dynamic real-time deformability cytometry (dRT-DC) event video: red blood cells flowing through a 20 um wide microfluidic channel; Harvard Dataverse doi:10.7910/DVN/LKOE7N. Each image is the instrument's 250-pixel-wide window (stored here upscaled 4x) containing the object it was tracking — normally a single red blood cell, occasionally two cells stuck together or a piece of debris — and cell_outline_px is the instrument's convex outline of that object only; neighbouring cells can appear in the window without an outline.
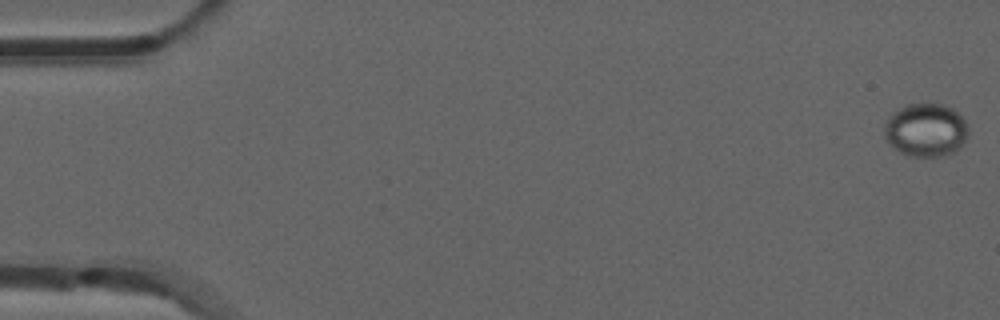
{"species": "common noctule bat (a hibernating species)", "species_latin": "Nyctalus noctula", "temperature_condition": "room temperature", "stored_images_in_passage": 46, "camera_frame_rate_fps": 3000, "um_per_image_px": 0.085, "animal": {"sex": "male", "forearm_length_mm": 52.5}, "frame": {"image": 1, "passage_image": 1, "time_ms": 0.0, "image_size_px": [1000, 320], "cell_outline_px": [[968, 136], [964, 144], [960, 148], [952, 152], [940, 156], [908, 156], [900, 152], [884, 136], [884, 124], [888, 116], [892, 112], [904, 104], [944, 104], [952, 108], [964, 120], [968, 128]], "centroid_in_image_um": [78.69, 11.04], "position_along_channel_um": 6.3, "area_um2": 26.13}}
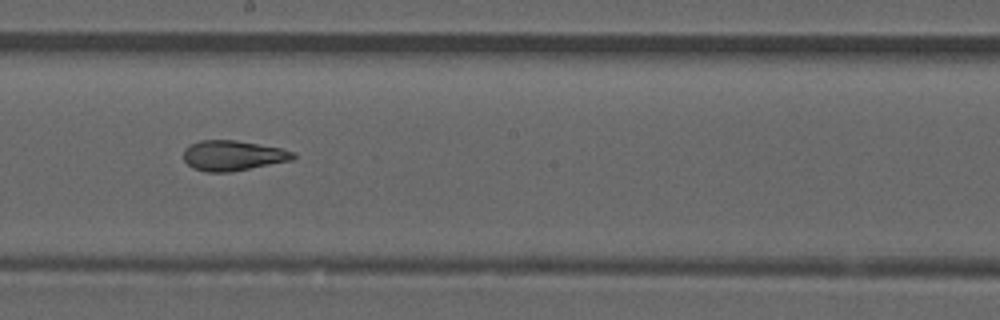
{"frame": {"image": 2, "passage_image": 23, "time_ms": 7.333, "image_size_px": [1000, 320], "cell_outline_px": [[296, 156], [292, 160], [228, 172], [204, 172], [192, 168], [184, 160], [184, 148], [200, 140], [236, 140], [280, 148], [296, 152]], "centroid_in_image_um": [19.78, 13.22], "position_along_channel_um": 228.4, "area_um2": 19.19}}
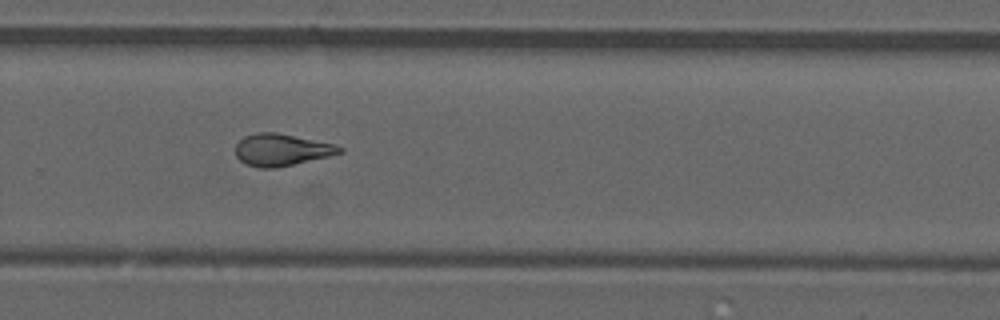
{"frame": {"image": 3, "passage_image": 29, "time_ms": 9.333, "image_size_px": [1000, 320], "cell_outline_px": [[344, 152], [328, 156], [276, 168], [260, 168], [248, 164], [240, 160], [236, 156], [236, 144], [244, 136], [256, 132], [276, 132], [336, 144], [344, 148]], "centroid_in_image_um": [23.94, 12.72], "position_along_channel_um": 305.9, "area_um2": 19.36}, "authors_computed_cell_mechanics": {"area_um2": 19.5075, "velocity_mm_per_s": 3.893, "shape_relaxation_time_tau1_ms": null, "shape_relaxation_time_tau2_ms": 2.1897, "deformation_change_tau1": null, "deformation_change_tau2": 0.115}}